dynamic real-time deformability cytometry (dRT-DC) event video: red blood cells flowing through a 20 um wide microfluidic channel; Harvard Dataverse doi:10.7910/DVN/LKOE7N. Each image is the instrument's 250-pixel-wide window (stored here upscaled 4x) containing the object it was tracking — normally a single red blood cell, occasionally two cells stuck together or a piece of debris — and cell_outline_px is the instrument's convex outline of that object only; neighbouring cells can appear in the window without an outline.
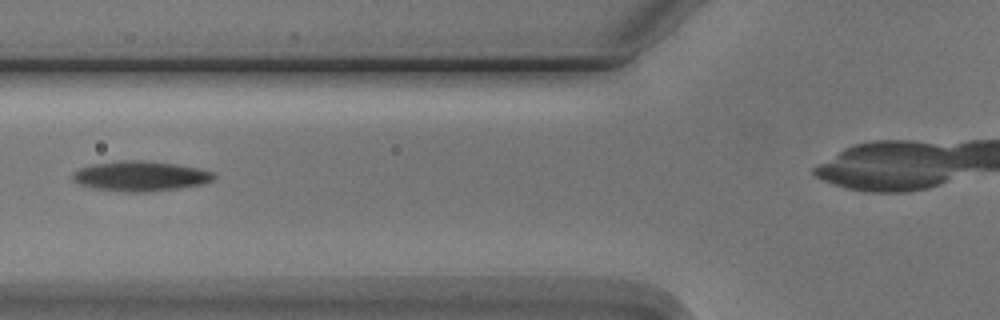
{"species": "Egyptian fruit bat (a non-hibernating species)", "species_latin": "Rousettus aegyptiacus", "temperature_condition": "cold", "stored_images_in_passage": 4, "camera_frame_rate_fps": 3000, "um_per_image_px": 0.085, "animal": {"sex": "male"}, "frame": {"image": 1, "passage_image": 4, "time_ms": 3.667, "image_size_px": [1000, 320], "cell_outline_px": [[216, 176], [212, 180], [204, 184], [180, 188], [148, 192], [128, 192], [96, 188], [80, 184], [72, 180], [72, 172], [80, 168], [92, 164], [120, 160], [140, 160], [176, 164], [200, 168], [216, 172]], "centroid_in_image_um": [11.98, 14.96], "position_along_channel_um": 113.8, "area_um2": 24.85}}